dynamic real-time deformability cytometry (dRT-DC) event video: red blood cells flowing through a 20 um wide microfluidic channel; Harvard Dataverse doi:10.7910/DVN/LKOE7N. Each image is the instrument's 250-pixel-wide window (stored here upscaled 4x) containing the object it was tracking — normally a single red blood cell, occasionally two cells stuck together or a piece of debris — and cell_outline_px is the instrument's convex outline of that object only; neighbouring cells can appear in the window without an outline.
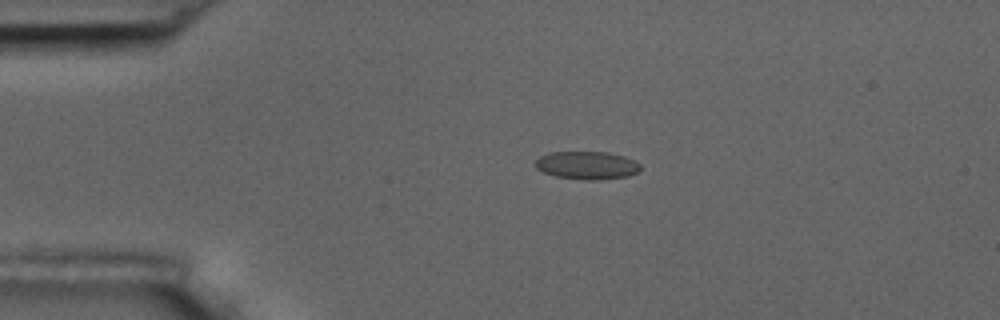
{"species": "common noctule bat (a hibernating species)", "species_latin": "Nyctalus noctula", "temperature_condition": "room temperature", "stored_images_in_passage": 2, "camera_frame_rate_fps": 3000, "um_per_image_px": 0.085, "animal": {"sex": "male", "body_mass_g": 17.5, "forearm_length_mm": 52.3}, "frame": {"image": 1, "passage_image": 1, "time_ms": 0.0, "image_size_px": [1000, 320], "cell_outline_px": [[640, 172], [628, 176], [600, 180], [584, 180], [556, 176], [544, 172], [536, 168], [536, 160], [540, 156], [552, 152], [608, 152], [624, 156], [636, 160], [640, 164]], "centroid_in_image_um": [49.95, 14.05], "position_along_channel_um": 35.1, "area_um2": 17.22}}